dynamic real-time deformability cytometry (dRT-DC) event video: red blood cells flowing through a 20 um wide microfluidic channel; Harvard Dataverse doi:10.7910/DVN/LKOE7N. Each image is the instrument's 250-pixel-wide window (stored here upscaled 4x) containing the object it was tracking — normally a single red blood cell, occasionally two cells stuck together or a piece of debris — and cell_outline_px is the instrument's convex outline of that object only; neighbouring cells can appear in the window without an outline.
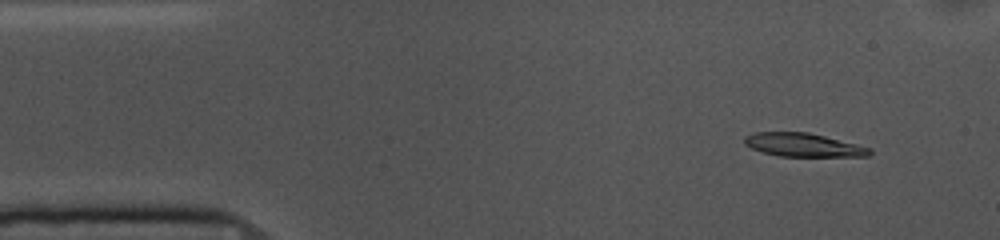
{"species": "common noctule bat (a hibernating species)", "species_latin": "Nyctalus noctula", "temperature_condition": "cold", "stored_images_in_passage": 53, "camera_frame_rate_fps": 3000, "um_per_image_px": 0.085, "animal": {"sex": "female", "body_mass_g": 10.0, "forearm_length_mm": 53.1}, "frame": {"image": 1, "passage_image": 5, "time_ms": 1.333, "image_size_px": [1000, 240], "cell_outline_px": [[872, 152], [868, 156], [780, 156], [760, 152], [744, 144], [744, 136], [756, 132], [808, 132], [872, 148]], "centroid_in_image_um": [68.25, 12.32], "position_along_channel_um": 16.7, "area_um2": 17.05}}
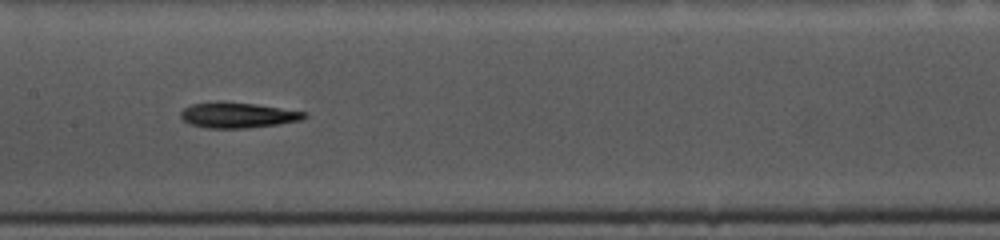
{"frame": {"image": 2, "passage_image": 25, "time_ms": 8.0, "image_size_px": [1000, 240], "cell_outline_px": [[308, 116], [300, 120], [280, 124], [248, 128], [208, 128], [188, 124], [180, 116], [180, 112], [184, 108], [192, 104], [224, 100], [256, 104], [308, 112]], "centroid_in_image_um": [20.21, 9.77], "position_along_channel_um": 187.2, "area_um2": 18.67}}
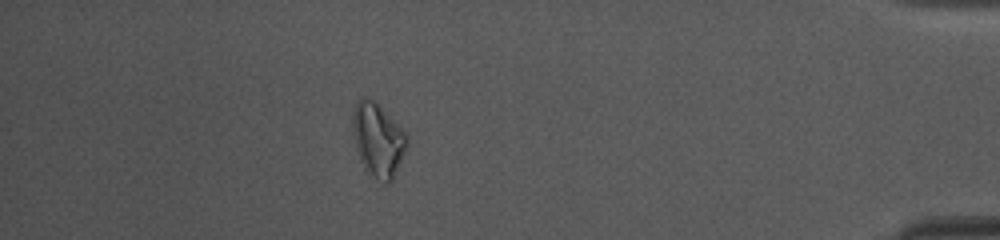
{"frame": {"image": 3, "passage_image": 47, "time_ms": 15.333, "image_size_px": [1000, 240], "cell_outline_px": [[408, 148], [392, 180], [384, 184], [368, 172], [364, 168], [360, 160], [352, 136], [352, 108], [356, 100], [360, 96], [368, 96], [408, 136]], "centroid_in_image_um": [32.09, 11.88], "position_along_channel_um": 403.1, "area_um2": 23.35}, "authors_computed_cell_mechanics": {"area_um2": 18.1492, "velocity_mm_per_s": 3.6674, "shape_relaxation_time_tau1_ms": 7.2639, "shape_relaxation_time_tau2_ms": null, "deformation_change_tau1": 0.2143, "deformation_change_tau2": null}}